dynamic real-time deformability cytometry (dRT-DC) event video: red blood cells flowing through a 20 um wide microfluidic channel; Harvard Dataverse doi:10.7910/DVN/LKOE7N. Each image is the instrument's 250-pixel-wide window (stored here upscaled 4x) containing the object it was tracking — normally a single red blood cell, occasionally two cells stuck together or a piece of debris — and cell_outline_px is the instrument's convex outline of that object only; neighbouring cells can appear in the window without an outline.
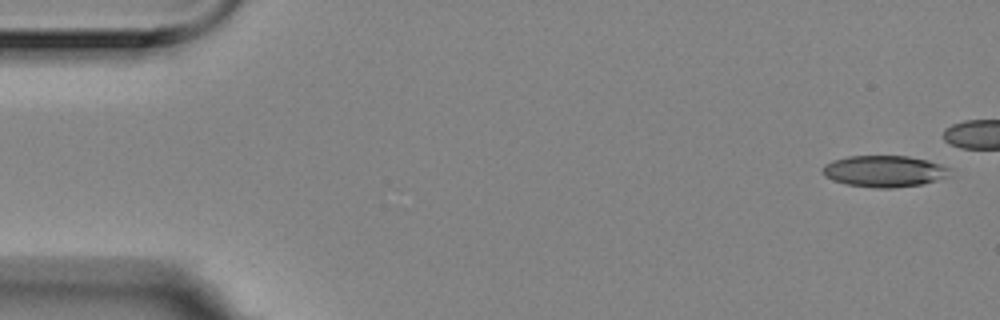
{"species": "Egyptian fruit bat (a non-hibernating species)", "species_latin": "Rousettus aegyptiacus", "temperature_condition": "room temperature", "stored_images_in_passage": 6, "segment_of_instrument_passage": [1, 2], "camera_frame_rate_fps": 3000, "um_per_image_px": 0.085, "animal": {"sex": "female"}, "frame": {"image": 1, "passage_image": 1, "time_ms": 0.0, "image_size_px": [1000, 320], "cell_outline_px": [[952, 168], [944, 176], [936, 180], [924, 184], [892, 188], [876, 188], [848, 184], [832, 180], [824, 176], [824, 164], [832, 160], [848, 156], [908, 156], [928, 160]], "centroid_in_image_um": [75.15, 14.55], "position_along_channel_um": 9.9, "area_um2": 23.18}}
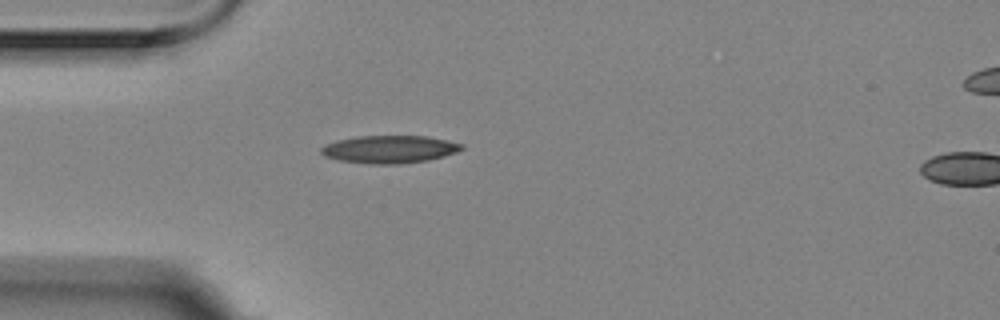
{"frame": {"image": 2, "passage_image": 5, "time_ms": 1.333, "image_size_px": [1000, 320], "cell_outline_px": [[464, 148], [456, 152], [444, 156], [428, 160], [400, 164], [372, 164], [340, 160], [324, 156], [320, 152], [320, 148], [324, 144], [336, 140], [356, 136], [428, 136], [448, 140], [464, 144]], "centroid_in_image_um": [33.1, 12.68], "position_along_channel_um": 51.9, "area_um2": 22.83}}